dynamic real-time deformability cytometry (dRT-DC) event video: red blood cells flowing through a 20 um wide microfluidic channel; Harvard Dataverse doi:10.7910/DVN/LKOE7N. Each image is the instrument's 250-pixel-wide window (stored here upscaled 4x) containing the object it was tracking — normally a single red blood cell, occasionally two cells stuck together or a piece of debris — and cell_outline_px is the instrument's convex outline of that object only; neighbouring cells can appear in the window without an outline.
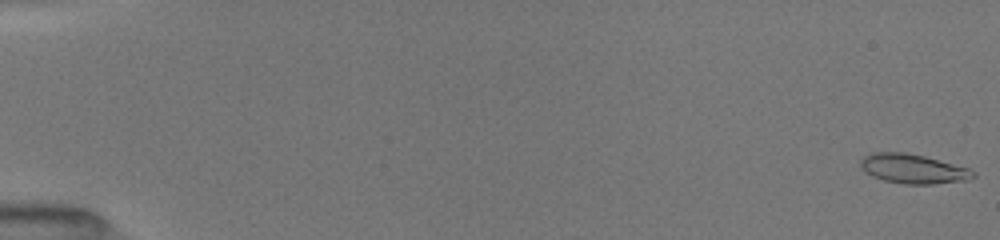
{"species": "common noctule bat (a hibernating species)", "species_latin": "Nyctalus noctula", "temperature_condition": "room temperature", "stored_images_in_passage": 11, "camera_frame_rate_fps": 3000, "um_per_image_px": 0.085, "animal": {"sex": "female", "body_mass_g": 19.5, "forearm_length_mm": 54.1}, "frame": {"image": 1, "passage_image": 1, "time_ms": 0.0, "image_size_px": [1000, 240], "cell_outline_px": [[976, 176], [968, 180], [932, 184], [904, 184], [884, 180], [872, 176], [864, 172], [860, 164], [860, 160], [864, 156], [872, 152], [904, 152], [924, 156], [968, 168], [976, 172]], "centroid_in_image_um": [77.6, 14.35], "position_along_channel_um": 7.4, "area_um2": 19.31}}